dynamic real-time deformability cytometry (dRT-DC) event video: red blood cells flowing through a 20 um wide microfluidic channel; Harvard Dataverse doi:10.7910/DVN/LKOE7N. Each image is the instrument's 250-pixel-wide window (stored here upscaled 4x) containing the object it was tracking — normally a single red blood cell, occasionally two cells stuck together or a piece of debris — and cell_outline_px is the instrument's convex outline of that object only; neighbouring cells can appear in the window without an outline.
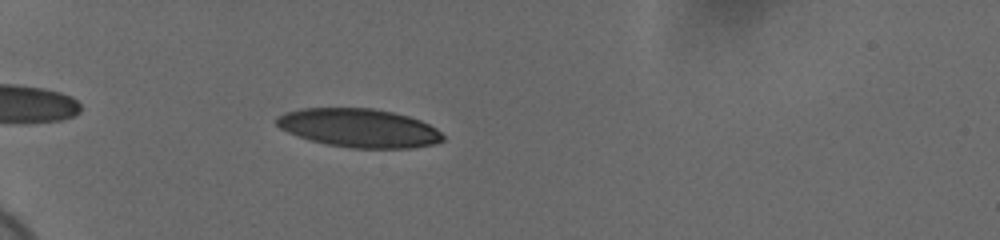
{"species": "human", "species_latin": "Homo sapiens", "temperature_condition": "cold", "stored_images_in_passage": 44, "camera_frame_rate_fps": 3000, "um_per_image_px": 0.085, "donor": {"sex": "female"}, "frame": {"image": 1, "passage_image": 6, "time_ms": 1.667, "image_size_px": [1000, 240], "cell_outline_px": [[444, 140], [432, 144], [408, 148], [352, 148], [328, 144], [312, 140], [288, 132], [280, 128], [276, 124], [276, 116], [284, 112], [300, 108], [372, 108], [392, 112], [408, 116], [420, 120], [436, 128], [444, 136]], "centroid_in_image_um": [30.5, 10.87], "position_along_channel_um": 54.5, "area_um2": 37.22}}
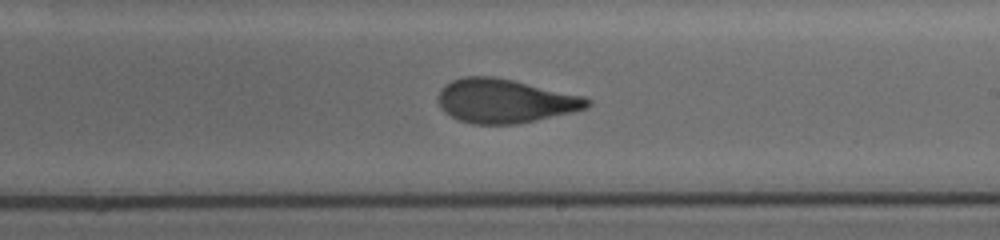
{"frame": {"image": 2, "passage_image": 24, "time_ms": 7.667, "image_size_px": [1000, 240], "cell_outline_px": [[592, 104], [588, 108], [572, 112], [536, 120], [516, 124], [472, 124], [460, 120], [444, 112], [440, 108], [436, 100], [436, 96], [440, 88], [444, 84], [452, 80], [464, 76], [496, 76], [584, 96], [592, 100]], "centroid_in_image_um": [42.89, 8.57], "position_along_channel_um": 246.1, "area_um2": 38.61}}
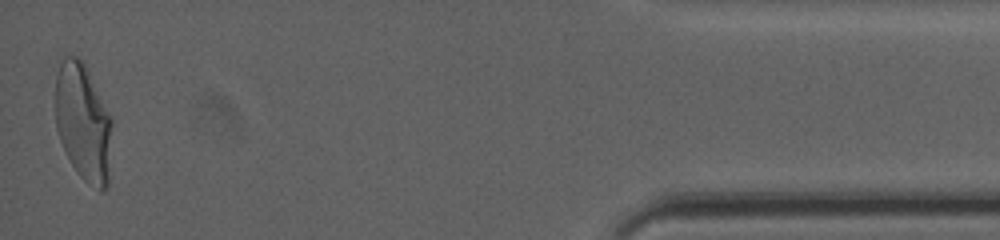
{"frame": {"image": 3, "passage_image": 44, "time_ms": 14.333, "image_size_px": [1000, 240], "cell_outline_px": [[112, 124], [108, 184], [100, 192], [88, 184], [76, 172], [60, 140], [56, 128], [56, 76], [60, 64], [64, 56], [76, 56], [84, 64], [112, 116]], "centroid_in_image_um": [7.08, 10.42], "position_along_channel_um": 428.1, "area_um2": 38.67}, "authors_computed_cell_mechanics": {"area_um2": 38.2058, "velocity_mm_per_s": 3.7006, "shape_relaxation_time_tau1_ms": 7.1108, "shape_relaxation_time_tau2_ms": 0.9737, "deformation_change_tau1": 0.2194, "deformation_change_tau2": 0.0754}}